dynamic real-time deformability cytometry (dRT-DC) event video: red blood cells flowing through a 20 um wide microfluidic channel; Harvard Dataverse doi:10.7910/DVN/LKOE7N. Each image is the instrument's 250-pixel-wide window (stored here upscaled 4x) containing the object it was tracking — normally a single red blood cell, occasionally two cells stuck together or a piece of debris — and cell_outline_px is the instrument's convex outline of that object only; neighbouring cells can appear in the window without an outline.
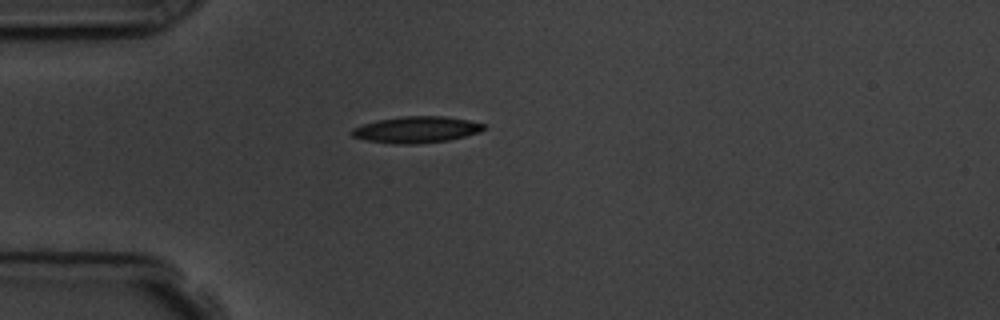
{"species": "common noctule bat (a hibernating species)", "species_latin": "Nyctalus noctula", "temperature_condition": "room temperature", "stored_images_in_passage": 1, "camera_frame_rate_fps": 3000, "um_per_image_px": 0.085, "animal": {"sex": "male", "body_mass_g": 19.5, "forearm_length_mm": 54.6}, "frame": {"image": 1, "passage_image": 1, "time_ms": 0.0, "image_size_px": [1000, 320], "cell_outline_px": [[488, 128], [480, 132], [448, 140], [416, 144], [392, 144], [364, 140], [352, 136], [352, 128], [376, 120], [404, 116], [444, 116], [468, 120], [484, 124]], "centroid_in_image_um": [35.4, 11.02], "position_along_channel_um": 49.6, "area_um2": 20.35}}